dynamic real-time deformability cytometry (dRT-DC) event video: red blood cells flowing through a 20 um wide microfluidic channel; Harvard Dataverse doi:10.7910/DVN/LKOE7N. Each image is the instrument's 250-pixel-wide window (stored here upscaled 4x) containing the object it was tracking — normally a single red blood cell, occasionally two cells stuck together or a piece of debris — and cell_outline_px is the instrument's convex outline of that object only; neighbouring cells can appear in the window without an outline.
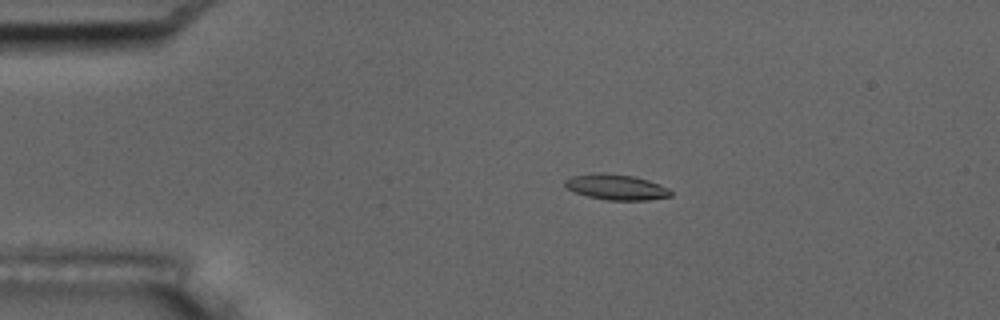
{"species": "common noctule bat (a hibernating species)", "species_latin": "Nyctalus noctula", "temperature_condition": "room temperature", "stored_images_in_passage": 55, "camera_frame_rate_fps": 3000, "um_per_image_px": 0.085, "animal": {"sex": "male", "body_mass_g": 17.5, "forearm_length_mm": 52.3}, "frame": {"image": 1, "passage_image": 12, "time_ms": 3.667, "image_size_px": [1000, 320], "cell_outline_px": [[672, 196], [648, 200], [604, 200], [588, 196], [576, 192], [568, 188], [564, 184], [564, 180], [572, 176], [600, 172], [604, 172], [632, 176], [648, 180], [660, 184], [668, 188], [672, 192]], "centroid_in_image_um": [52.4, 15.9], "position_along_channel_um": 32.6, "area_um2": 15.72}}
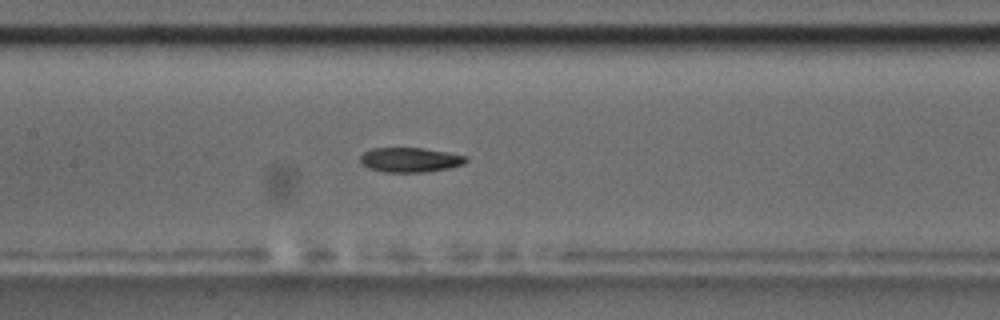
{"frame": {"image": 2, "passage_image": 27, "time_ms": 8.667, "image_size_px": [1000, 320], "cell_outline_px": [[468, 160], [464, 164], [448, 168], [428, 172], [384, 172], [368, 168], [360, 164], [360, 156], [364, 152], [372, 148], [424, 148], [448, 152], [464, 156]], "centroid_in_image_um": [34.83, 13.59], "position_along_channel_um": 172.6, "area_um2": 15.26}}
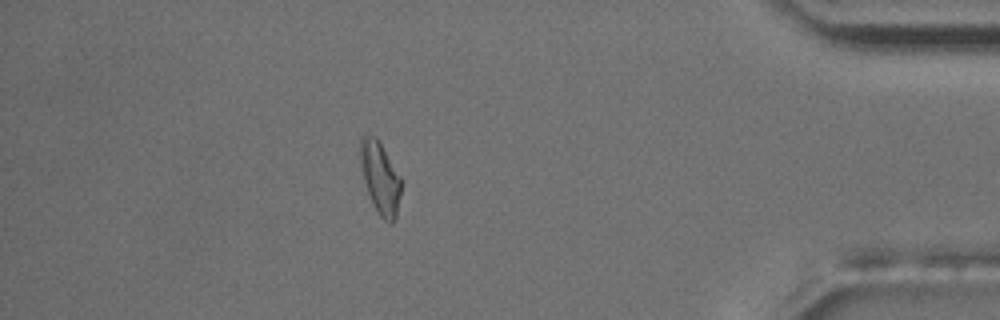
{"frame": {"image": 3, "passage_image": 49, "time_ms": 16.0, "image_size_px": [1000, 320], "cell_outline_px": [[400, 192], [396, 220], [392, 224], [384, 220], [380, 216], [372, 204], [364, 180], [360, 164], [360, 136], [364, 132], [368, 132], [376, 136], [400, 176]], "centroid_in_image_um": [32.29, 15.08], "position_along_channel_um": 402.9, "area_um2": 17.22}, "authors_computed_cell_mechanics": {"area_um2": 15.606, "velocity_mm_per_s": 3.7168, "shape_relaxation_time_tau1_ms": 4.1713, "shape_relaxation_time_tau2_ms": 3.6743, "deformation_change_tau1": 0.1809, "deformation_change_tau2": 0.1123}}